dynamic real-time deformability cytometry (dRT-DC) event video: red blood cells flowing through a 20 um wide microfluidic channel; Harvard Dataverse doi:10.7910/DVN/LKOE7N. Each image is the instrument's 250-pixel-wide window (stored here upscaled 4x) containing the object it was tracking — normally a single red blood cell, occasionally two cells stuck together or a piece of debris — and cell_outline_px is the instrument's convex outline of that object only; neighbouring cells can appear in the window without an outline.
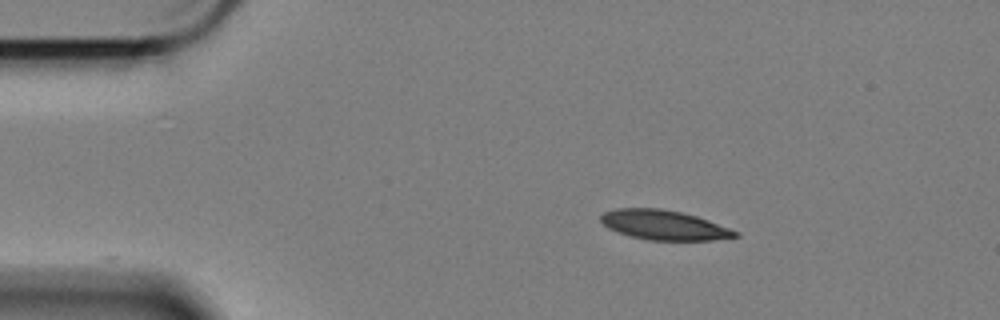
{"species": "Egyptian fruit bat (a non-hibernating species)", "species_latin": "Rousettus aegyptiacus", "temperature_condition": "cold", "stored_images_in_passage": 2, "camera_frame_rate_fps": 3000, "um_per_image_px": 0.085, "animal": {"sex": "female"}, "frame": {"image": 1, "passage_image": 1, "time_ms": 0.0, "image_size_px": [1000, 320], "cell_outline_px": [[740, 236], [712, 240], [648, 240], [628, 236], [616, 232], [608, 228], [600, 220], [600, 216], [604, 212], [616, 208], [660, 208], [680, 212], [696, 216], [708, 220], [740, 232]], "centroid_in_image_um": [56.42, 19.13], "position_along_channel_um": 28.6, "area_um2": 23.29}}